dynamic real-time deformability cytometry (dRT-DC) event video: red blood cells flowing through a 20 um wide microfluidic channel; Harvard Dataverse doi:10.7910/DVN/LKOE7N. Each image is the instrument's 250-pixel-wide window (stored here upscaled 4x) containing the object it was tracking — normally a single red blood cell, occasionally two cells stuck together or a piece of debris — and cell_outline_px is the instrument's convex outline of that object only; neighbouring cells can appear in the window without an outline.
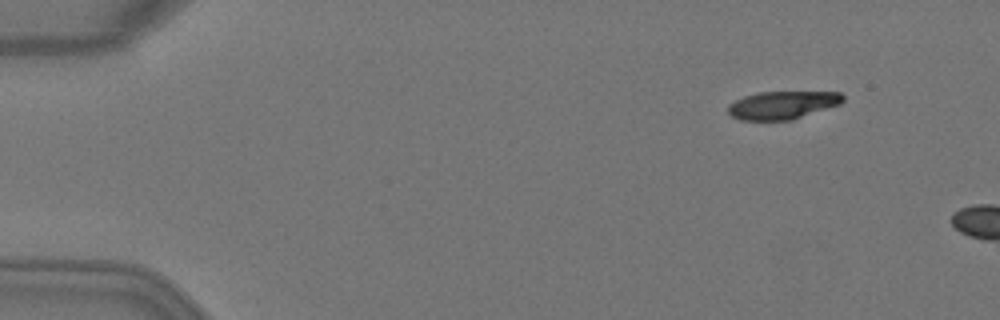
{"species": "Egyptian fruit bat (a non-hibernating species)", "species_latin": "Rousettus aegyptiacus", "temperature_condition": "warm", "stored_images_in_passage": 3, "camera_frame_rate_fps": 3000, "um_per_image_px": 0.085, "animal": {"sex": "female"}, "frame": {"image": 1, "passage_image": 2, "time_ms": 0.333, "image_size_px": [1000, 320], "cell_outline_px": [[844, 100], [840, 104], [792, 120], [740, 120], [732, 116], [728, 112], [728, 104], [744, 96], [760, 92], [840, 92], [844, 96]], "centroid_in_image_um": [66.51, 8.93], "position_along_channel_um": 18.5, "area_um2": 18.67}}